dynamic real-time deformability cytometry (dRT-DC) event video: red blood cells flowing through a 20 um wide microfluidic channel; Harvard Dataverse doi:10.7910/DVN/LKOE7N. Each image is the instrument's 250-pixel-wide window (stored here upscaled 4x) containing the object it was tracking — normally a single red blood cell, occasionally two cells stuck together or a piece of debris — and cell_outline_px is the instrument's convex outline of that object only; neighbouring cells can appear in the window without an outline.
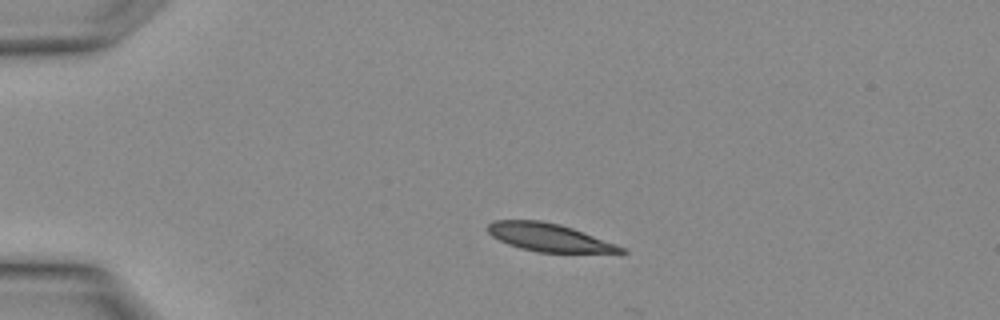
{"species": "Egyptian fruit bat (a non-hibernating species)", "species_latin": "Rousettus aegyptiacus", "temperature_condition": "warm", "stored_images_in_passage": 1, "camera_frame_rate_fps": 3000, "um_per_image_px": 0.085, "animal": {"sex": "female"}, "frame": {"image": 1, "passage_image": 1, "time_ms": 0.0, "image_size_px": [1000, 320], "cell_outline_px": [[628, 252], [540, 252], [520, 248], [508, 244], [492, 236], [488, 232], [488, 224], [492, 220], [540, 220], [560, 224], [572, 228], [616, 244], [624, 248]], "centroid_in_image_um": [46.62, 20.16], "position_along_channel_um": 38.4, "area_um2": 21.33}}